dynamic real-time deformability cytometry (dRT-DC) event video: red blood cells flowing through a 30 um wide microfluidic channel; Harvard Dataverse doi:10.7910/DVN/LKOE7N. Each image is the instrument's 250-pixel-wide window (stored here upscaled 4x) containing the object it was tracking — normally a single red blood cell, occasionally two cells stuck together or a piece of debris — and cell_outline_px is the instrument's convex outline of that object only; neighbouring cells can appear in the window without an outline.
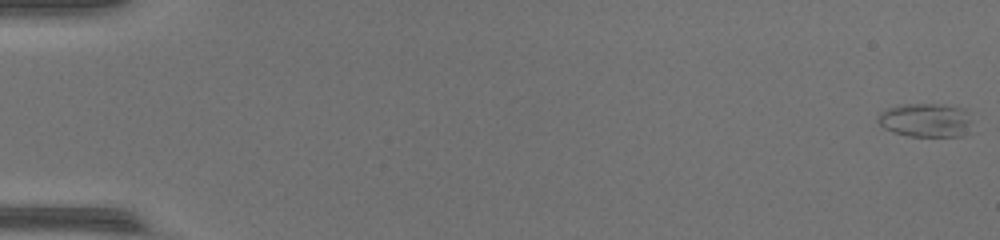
{"species": "common noctule bat (a hibernating species)", "species_latin": "Nyctalus noctula", "temperature_condition": "warm", "stored_images_in_passage": 53, "camera_frame_rate_fps": 3000, "um_per_image_px": 0.085, "animal": {"sex": "female", "body_mass_g": 17.0, "forearm_length_mm": 48.0}, "frame": {"image": 1, "passage_image": 1, "time_ms": 0.0, "image_size_px": [1000, 240], "cell_outline_px": [[968, 120], [960, 136], [908, 136], [892, 132], [884, 128], [876, 120], [880, 112], [888, 108], [900, 104], [944, 104], [964, 108], [968, 112]], "centroid_in_image_um": [78.57, 10.19], "position_along_channel_um": 6.4, "area_um2": 18.21}}
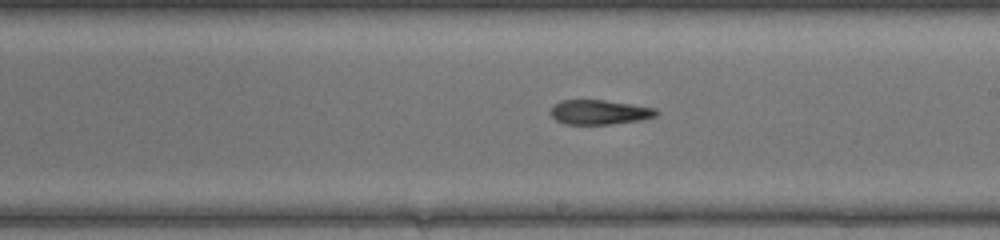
{"frame": {"image": 2, "passage_image": 32, "time_ms": 10.333, "image_size_px": [1000, 240], "cell_outline_px": [[660, 112], [656, 116], [640, 120], [608, 124], [568, 124], [556, 120], [552, 116], [552, 108], [560, 100], [604, 100], [656, 108]], "centroid_in_image_um": [50.99, 9.53], "position_along_channel_um": 238.0, "area_um2": 14.91}}
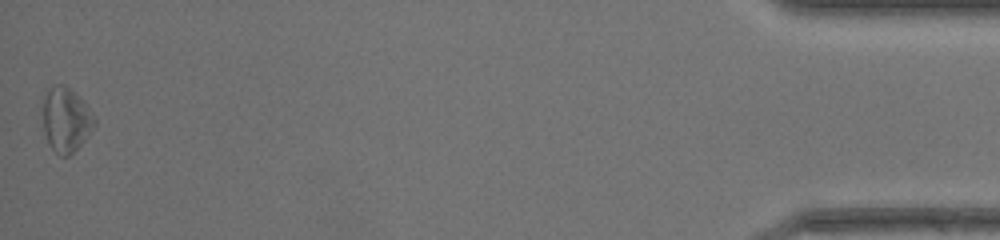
{"frame": {"image": 3, "passage_image": 53, "time_ms": 17.333, "image_size_px": [1000, 240], "cell_outline_px": [[96, 124], [80, 144], [68, 156], [60, 156], [48, 144], [44, 132], [44, 100], [48, 88], [52, 84], [64, 84], [88, 108], [96, 120]], "centroid_in_image_um": [5.58, 10.18], "position_along_channel_um": 429.6, "area_um2": 18.79}}